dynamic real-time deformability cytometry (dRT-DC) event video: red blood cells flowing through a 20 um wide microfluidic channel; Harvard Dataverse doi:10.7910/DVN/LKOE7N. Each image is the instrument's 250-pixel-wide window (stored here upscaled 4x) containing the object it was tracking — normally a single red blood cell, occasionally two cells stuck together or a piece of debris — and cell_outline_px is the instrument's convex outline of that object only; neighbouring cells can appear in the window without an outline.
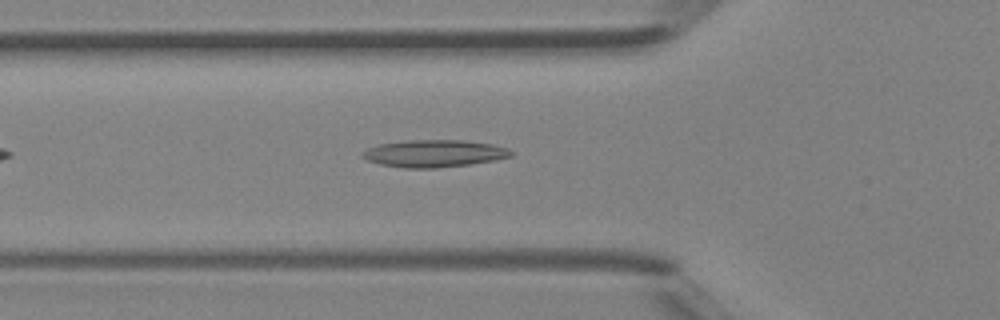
{"species": "Egyptian fruit bat (a non-hibernating species)", "species_latin": "Rousettus aegyptiacus", "temperature_condition": "room temperature", "stored_images_in_passage": 3, "camera_frame_rate_fps": 3000, "um_per_image_px": 0.085, "animal": {"sex": "female"}, "frame": {"image": 1, "passage_image": 2, "time_ms": 0.333, "image_size_px": [1000, 320], "cell_outline_px": [[512, 156], [496, 160], [468, 164], [436, 168], [404, 168], [380, 164], [368, 160], [360, 156], [360, 152], [376, 144], [404, 140], [464, 140], [492, 144], [508, 148], [512, 152]], "centroid_in_image_um": [36.86, 13.04], "position_along_channel_um": 88.9, "area_um2": 23.76}}